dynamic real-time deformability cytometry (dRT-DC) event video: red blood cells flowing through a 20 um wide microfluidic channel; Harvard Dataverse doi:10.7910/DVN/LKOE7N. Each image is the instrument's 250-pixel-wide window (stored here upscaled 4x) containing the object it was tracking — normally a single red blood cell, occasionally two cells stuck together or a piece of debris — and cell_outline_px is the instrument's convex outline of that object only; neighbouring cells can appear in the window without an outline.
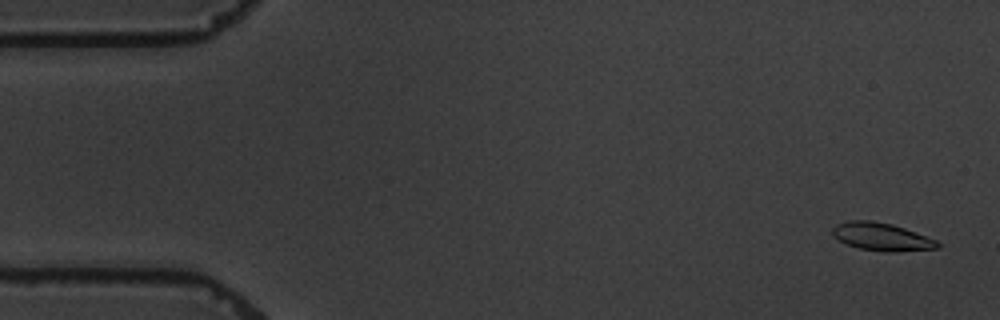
{"species": "common noctule bat (a hibernating species)", "species_latin": "Nyctalus noctula", "temperature_condition": "warm", "stored_images_in_passage": 6, "camera_frame_rate_fps": 3000, "um_per_image_px": 0.085, "animal": {"sex": "male", "body_mass_g": 19.5, "forearm_length_mm": 54.6}, "frame": {"image": 1, "passage_image": 1, "time_ms": 0.0, "image_size_px": [1000, 320], "cell_outline_px": [[940, 248], [892, 252], [888, 252], [860, 248], [848, 244], [832, 236], [832, 228], [836, 224], [848, 220], [872, 220], [892, 224], [904, 228], [936, 240], [940, 244]], "centroid_in_image_um": [74.92, 20.11], "position_along_channel_um": 10.1, "area_um2": 16.94}}
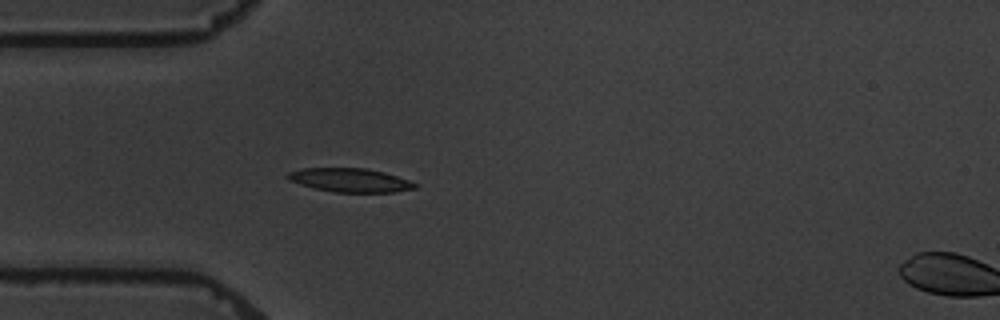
{"frame": {"image": 2, "passage_image": 5, "time_ms": 4.667, "image_size_px": [1000, 320], "cell_outline_px": [[420, 184], [416, 188], [392, 192], [336, 192], [316, 188], [300, 184], [288, 180], [284, 176], [288, 172], [300, 168], [364, 168], [384, 172]], "centroid_in_image_um": [29.73, 15.3], "position_along_channel_um": 55.3, "area_um2": 17.57}}